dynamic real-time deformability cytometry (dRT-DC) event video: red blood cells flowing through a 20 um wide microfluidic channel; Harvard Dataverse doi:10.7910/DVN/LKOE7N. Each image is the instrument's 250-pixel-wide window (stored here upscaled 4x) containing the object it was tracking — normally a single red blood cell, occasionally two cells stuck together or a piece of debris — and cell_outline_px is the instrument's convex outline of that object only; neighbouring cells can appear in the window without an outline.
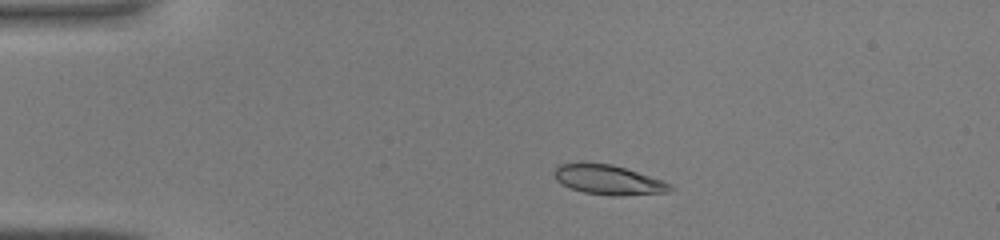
{"species": "common noctule bat (a hibernating species)", "species_latin": "Nyctalus noctula", "temperature_condition": "warm", "stored_images_in_passage": 37, "camera_frame_rate_fps": 3000, "um_per_image_px": 0.085, "animal": {"sex": "male", "body_mass_g": 19.0, "forearm_length_mm": 50.8}, "frame": {"image": 1, "passage_image": 2, "time_ms": 0.333, "image_size_px": [1000, 240], "cell_outline_px": [[676, 188], [668, 192], [620, 196], [612, 196], [584, 192], [560, 184], [556, 180], [556, 168], [560, 164], [580, 160], [584, 160], [612, 164], [664, 180], [672, 184]], "centroid_in_image_um": [51.73, 15.25], "position_along_channel_um": 33.3, "area_um2": 20.58}}
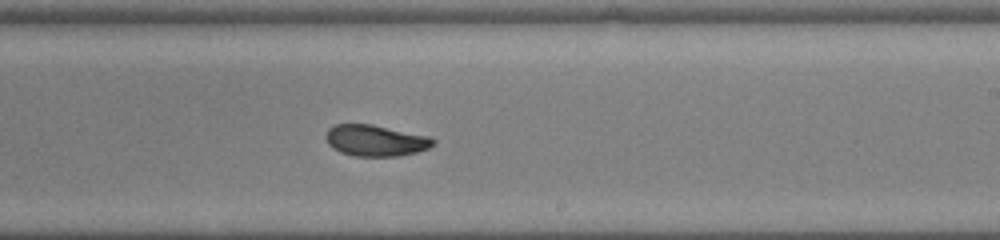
{"frame": {"image": 2, "passage_image": 20, "time_ms": 6.333, "image_size_px": [1000, 240], "cell_outline_px": [[436, 140], [428, 148], [416, 152], [396, 156], [352, 156], [340, 152], [332, 148], [328, 144], [328, 128], [336, 124], [372, 124], [432, 136]], "centroid_in_image_um": [31.95, 11.94], "position_along_channel_um": 257.0, "area_um2": 19.54}}
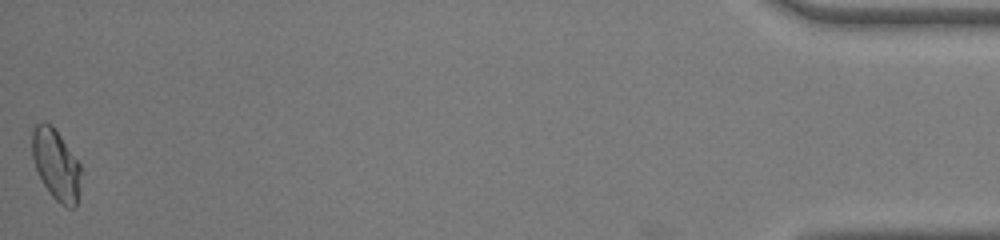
{"frame": {"image": 3, "passage_image": 37, "time_ms": 12.0, "image_size_px": [1000, 240], "cell_outline_px": [[80, 172], [76, 204], [72, 208], [68, 208], [60, 204], [52, 196], [44, 184], [36, 168], [32, 156], [32, 128], [40, 120], [44, 120], [52, 124], [80, 164]], "centroid_in_image_um": [4.73, 13.93], "position_along_channel_um": 430.5, "area_um2": 19.88}}